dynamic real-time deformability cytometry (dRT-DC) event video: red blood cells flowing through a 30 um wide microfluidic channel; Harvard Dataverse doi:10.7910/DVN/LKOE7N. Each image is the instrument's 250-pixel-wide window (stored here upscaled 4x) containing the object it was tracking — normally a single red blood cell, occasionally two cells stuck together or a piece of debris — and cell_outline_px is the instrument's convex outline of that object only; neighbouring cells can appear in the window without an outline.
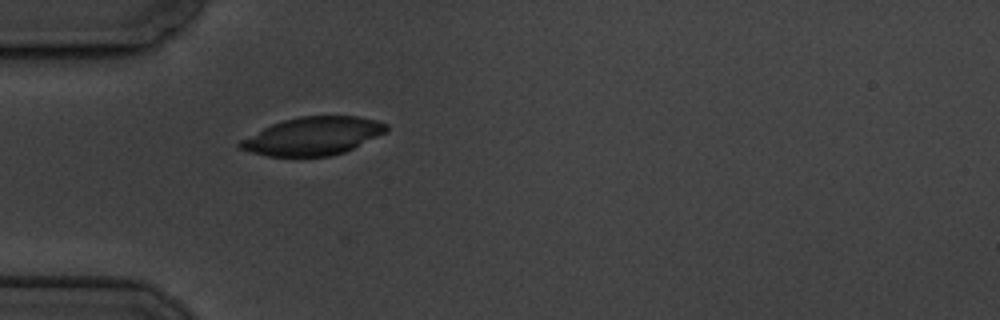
{"species": "common noctule bat (a hibernating species)", "species_latin": "Nyctalus noctula", "temperature_condition": "cold", "stored_images_in_passage": 1, "camera_frame_rate_fps": 3000, "um_per_image_px": 0.085, "animal": {"sex": "male", "body_mass_g": 19.5, "forearm_length_mm": 54.6}, "frame": {"image": 1, "passage_image": 1, "time_ms": 0.0, "image_size_px": [1000, 320], "cell_outline_px": [[388, 132], [344, 152], [328, 156], [268, 156], [252, 152], [240, 148], [236, 144], [240, 140], [272, 124], [284, 120], [300, 116], [360, 116], [376, 120], [388, 124]], "centroid_in_image_um": [26.64, 11.56], "position_along_channel_um": 58.4, "area_um2": 32.25}}